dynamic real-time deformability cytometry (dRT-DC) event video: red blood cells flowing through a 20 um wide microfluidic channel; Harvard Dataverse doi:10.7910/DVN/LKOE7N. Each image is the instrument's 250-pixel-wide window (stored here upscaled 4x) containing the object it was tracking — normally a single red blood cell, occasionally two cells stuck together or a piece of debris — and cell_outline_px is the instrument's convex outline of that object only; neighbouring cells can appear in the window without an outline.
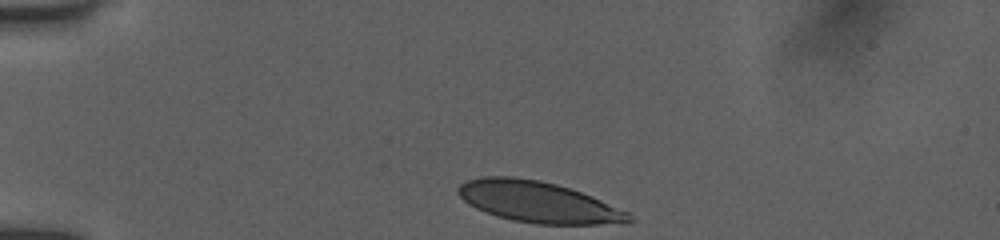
{"species": "human", "species_latin": "Homo sapiens", "temperature_condition": "room temperature", "stored_images_in_passage": 5, "camera_frame_rate_fps": 3000, "um_per_image_px": 0.085, "donor": {"sex": "female"}, "frame": {"image": 1, "passage_image": 1, "time_ms": 0.0, "image_size_px": [1000, 240], "cell_outline_px": [[636, 220], [596, 224], [536, 224], [512, 220], [484, 212], [476, 208], [464, 200], [456, 192], [456, 188], [460, 184], [468, 180], [484, 176], [512, 176], [540, 180], [556, 184], [592, 196], [628, 212]], "centroid_in_image_um": [45.69, 17.16], "position_along_channel_um": 39.3, "area_um2": 40.52}}
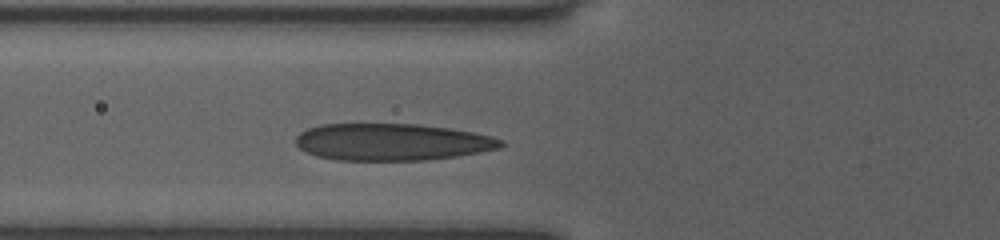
{"frame": {"image": 2, "passage_image": 5, "time_ms": 2.667, "image_size_px": [1000, 240], "cell_outline_px": [[504, 144], [500, 148], [460, 156], [428, 160], [336, 160], [316, 156], [300, 148], [296, 144], [296, 136], [300, 132], [308, 128], [320, 124], [416, 124], [452, 128], [492, 136], [504, 140]], "centroid_in_image_um": [33.34, 12.07], "position_along_channel_um": 92.5, "area_um2": 44.45}}